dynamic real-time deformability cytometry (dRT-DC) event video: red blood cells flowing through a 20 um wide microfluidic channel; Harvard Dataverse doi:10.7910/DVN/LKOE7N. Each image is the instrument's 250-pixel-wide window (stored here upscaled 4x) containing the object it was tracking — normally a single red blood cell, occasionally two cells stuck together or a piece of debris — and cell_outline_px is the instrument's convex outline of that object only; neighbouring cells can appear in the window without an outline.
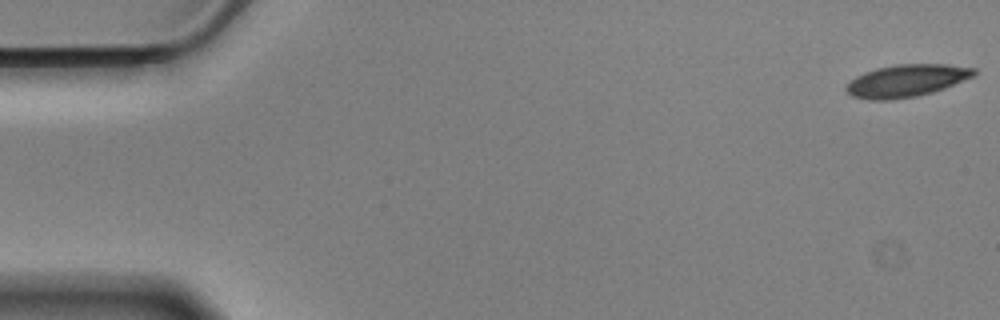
{"species": "Egyptian fruit bat (a non-hibernating species)", "species_latin": "Rousettus aegyptiacus", "temperature_condition": "cold", "stored_images_in_passage": 12, "camera_frame_rate_fps": 3000, "um_per_image_px": 0.085, "animal": {"sex": "male"}, "frame": {"image": 1, "passage_image": 1, "time_ms": 0.0, "image_size_px": [1000, 320], "cell_outline_px": [[976, 72], [972, 76], [944, 88], [932, 92], [916, 96], [888, 100], [868, 100], [852, 96], [844, 88], [856, 76], [864, 72], [876, 68], [896, 64], [948, 64], [976, 68]], "centroid_in_image_um": [77.03, 6.85], "position_along_channel_um": 8.0, "area_um2": 23.93}}